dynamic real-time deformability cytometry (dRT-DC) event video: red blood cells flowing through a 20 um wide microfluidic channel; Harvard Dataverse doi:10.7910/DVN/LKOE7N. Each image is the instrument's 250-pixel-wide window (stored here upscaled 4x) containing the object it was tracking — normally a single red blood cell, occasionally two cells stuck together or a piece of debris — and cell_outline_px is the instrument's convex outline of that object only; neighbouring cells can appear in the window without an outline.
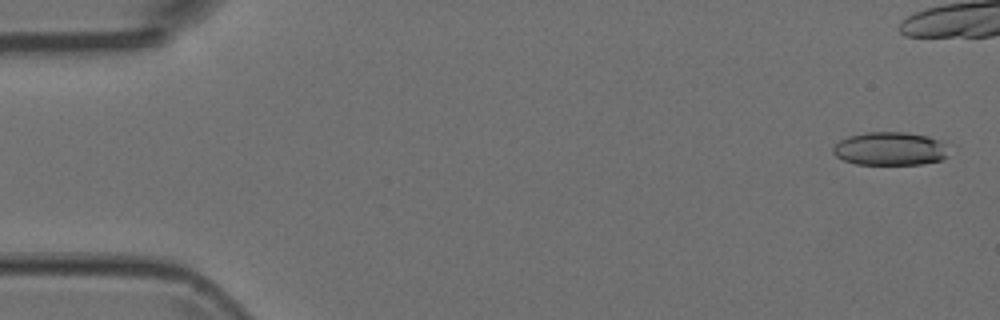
{"species": "Egyptian fruit bat (a non-hibernating species)", "species_latin": "Rousettus aegyptiacus", "temperature_condition": "room temperature", "stored_images_in_passage": 10, "camera_frame_rate_fps": 3000, "um_per_image_px": 0.085, "animal": {"sex": "female"}, "frame": {"image": 1, "passage_image": 1, "time_ms": 0.0, "image_size_px": [1000, 320], "cell_outline_px": [[952, 144], [948, 156], [940, 160], [920, 164], [856, 164], [844, 160], [836, 156], [832, 152], [832, 148], [840, 140], [848, 136], [868, 132], [904, 132], [928, 136]], "centroid_in_image_um": [75.73, 12.63], "position_along_channel_um": 9.3, "area_um2": 22.83}}
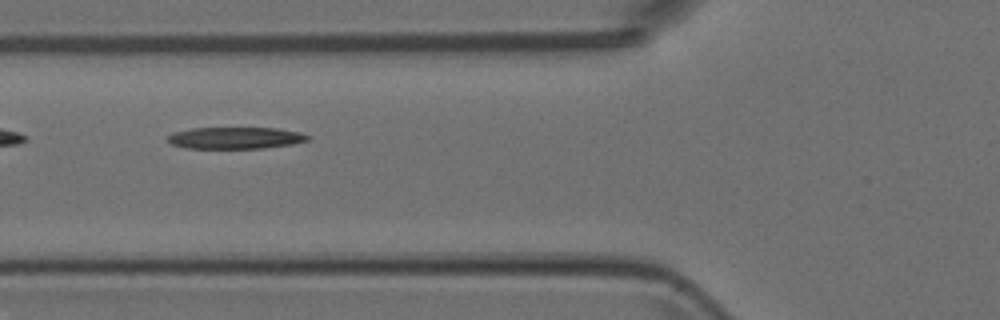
{"frame": {"image": 2, "passage_image": 7, "time_ms": 2.0, "image_size_px": [1000, 320], "cell_outline_px": [[312, 136], [308, 140], [292, 144], [264, 148], [184, 148], [172, 144], [168, 140], [168, 136], [172, 132], [192, 128], [276, 128], [300, 132]], "centroid_in_image_um": [20.02, 11.72], "position_along_channel_um": 105.8, "area_um2": 17.74}}
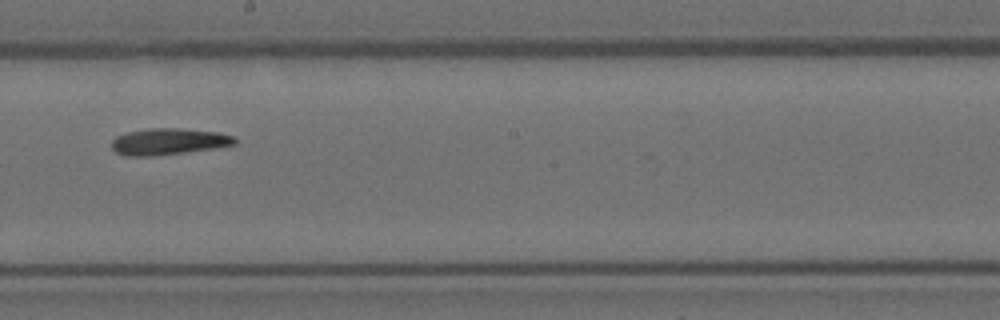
{"frame": {"image": 3, "passage_image": 10, "time_ms": 3.0, "image_size_px": [1000, 320], "cell_outline_px": [[236, 144], [216, 148], [152, 156], [128, 156], [116, 152], [112, 148], [112, 140], [116, 136], [128, 132], [148, 128], [180, 128], [220, 132], [236, 136]], "centroid_in_image_um": [14.37, 12.02], "position_along_channel_um": 233.8, "area_um2": 19.07}}